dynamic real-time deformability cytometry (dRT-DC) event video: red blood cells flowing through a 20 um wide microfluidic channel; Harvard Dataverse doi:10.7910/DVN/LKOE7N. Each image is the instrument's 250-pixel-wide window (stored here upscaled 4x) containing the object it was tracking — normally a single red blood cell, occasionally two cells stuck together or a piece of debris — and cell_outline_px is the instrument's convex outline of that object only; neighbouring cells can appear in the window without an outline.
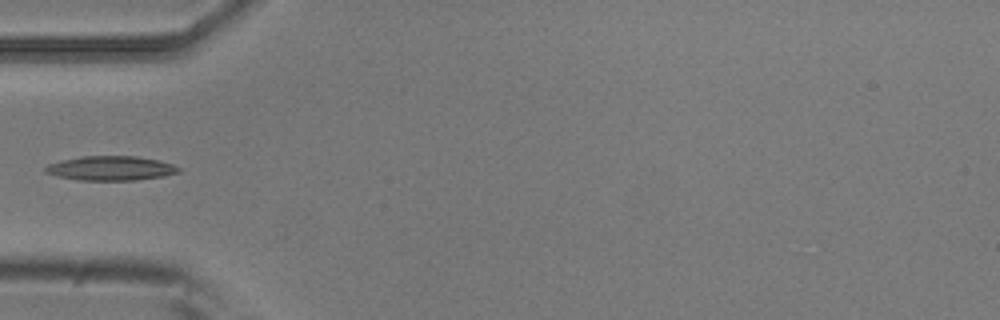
{"species": "common noctule bat (a hibernating species)", "species_latin": "Nyctalus noctula", "temperature_condition": "room temperature", "stored_images_in_passage": 6, "camera_frame_rate_fps": 3000, "um_per_image_px": 0.085, "animal": {"sex": "male", "body_mass_g": 20.5, "forearm_length_mm": 52.5}, "frame": {"image": 1, "passage_image": 4, "time_ms": 1.0, "image_size_px": [1000, 320], "cell_outline_px": [[180, 172], [164, 176], [136, 180], [80, 180], [56, 176], [44, 172], [44, 168], [48, 164], [60, 160], [80, 156], [136, 156], [156, 160], [172, 164], [180, 168]], "centroid_in_image_um": [9.38, 14.3], "position_along_channel_um": 75.6, "area_um2": 18.96}}
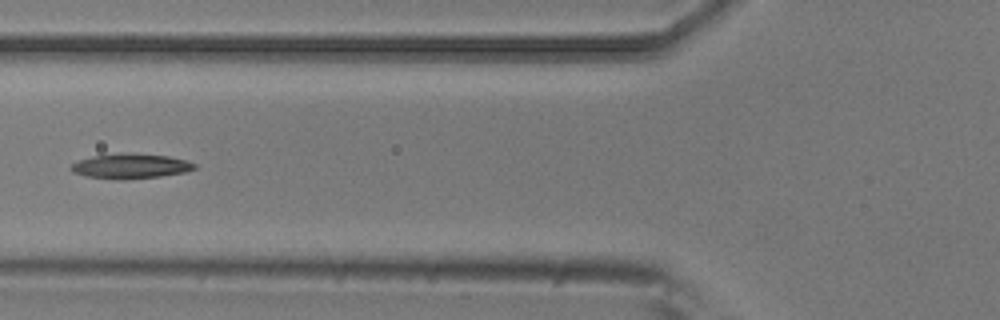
{"frame": {"image": 2, "passage_image": 5, "time_ms": 1.333, "image_size_px": [1000, 320], "cell_outline_px": [[196, 168], [184, 172], [160, 176], [124, 180], [116, 180], [84, 176], [72, 172], [68, 168], [72, 164], [80, 160], [92, 156], [168, 156], [184, 160], [196, 164]], "centroid_in_image_um": [11.05, 14.19], "position_along_channel_um": 114.7, "area_um2": 16.94}}
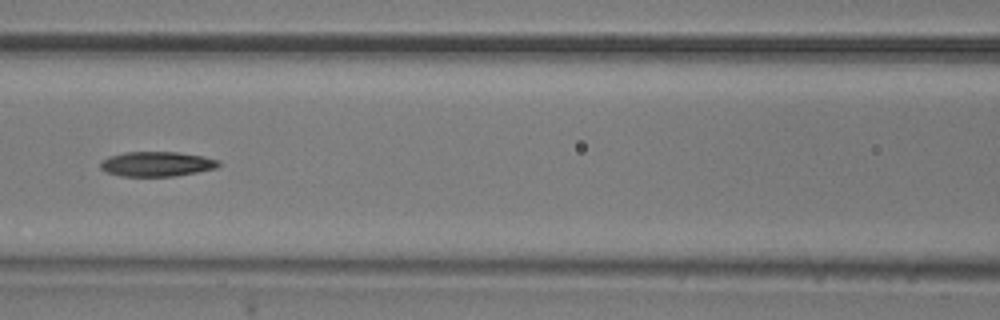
{"frame": {"image": 3, "passage_image": 6, "time_ms": 1.667, "image_size_px": [1000, 320], "cell_outline_px": [[220, 164], [216, 168], [176, 176], [120, 176], [108, 172], [100, 168], [100, 160], [108, 156], [124, 152], [176, 152], [204, 156], [220, 160]], "centroid_in_image_um": [13.31, 13.93], "position_along_channel_um": 153.3, "area_um2": 17.17}}